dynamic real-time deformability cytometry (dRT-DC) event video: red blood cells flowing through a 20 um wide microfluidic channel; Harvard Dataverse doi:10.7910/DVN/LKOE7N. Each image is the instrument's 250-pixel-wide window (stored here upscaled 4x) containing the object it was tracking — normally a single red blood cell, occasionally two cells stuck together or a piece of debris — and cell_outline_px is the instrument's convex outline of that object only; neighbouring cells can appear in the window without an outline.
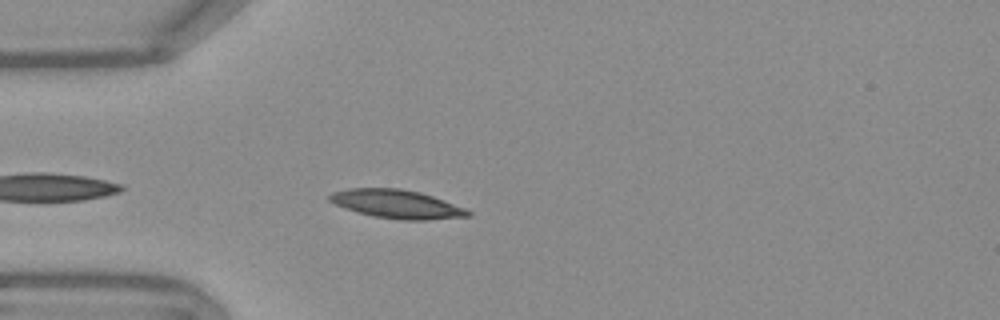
{"species": "Egyptian fruit bat (a non-hibernating species)", "species_latin": "Rousettus aegyptiacus", "temperature_condition": "warm", "stored_images_in_passage": 39, "camera_frame_rate_fps": 3000, "um_per_image_px": 0.085, "frame": {"image": 1, "passage_image": 4, "time_ms": 1.0, "image_size_px": [1000, 320], "cell_outline_px": [[472, 216], [428, 220], [404, 220], [372, 216], [336, 204], [328, 200], [328, 196], [332, 192], [348, 188], [400, 188], [420, 192], [444, 200], [464, 208], [472, 212]], "centroid_in_image_um": [33.75, 17.34], "position_along_channel_um": 51.2, "area_um2": 22.89}}
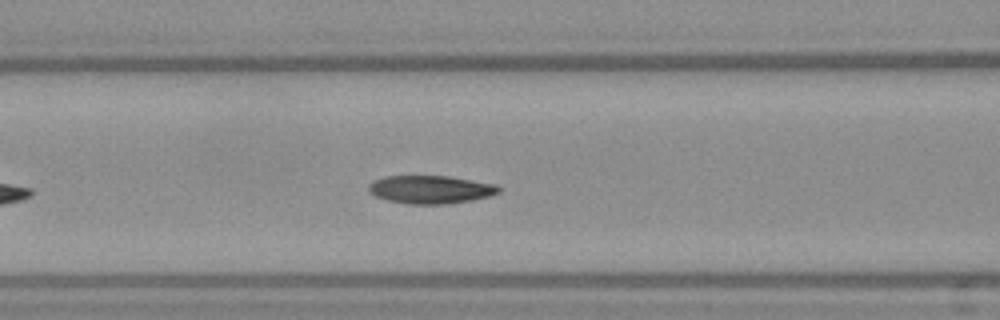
{"frame": {"image": 2, "passage_image": 11, "time_ms": 3.333, "image_size_px": [1000, 320], "cell_outline_px": [[500, 192], [488, 196], [472, 200], [448, 204], [408, 204], [388, 200], [376, 196], [368, 192], [368, 184], [384, 176], [448, 176], [496, 184], [500, 188]], "centroid_in_image_um": [36.59, 16.11], "position_along_channel_um": 130.0, "area_um2": 21.27}}
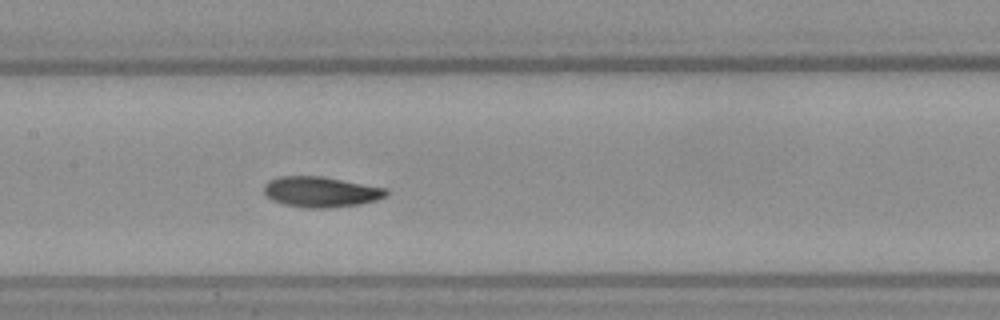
{"frame": {"image": 3, "passage_image": 15, "time_ms": 4.667, "image_size_px": [1000, 320], "cell_outline_px": [[388, 196], [376, 200], [360, 204], [328, 208], [308, 208], [284, 204], [272, 200], [264, 192], [264, 184], [268, 180], [280, 176], [320, 176], [388, 188]], "centroid_in_image_um": [27.29, 16.31], "position_along_channel_um": 180.1, "area_um2": 21.79}, "authors_computed_cell_mechanics": {"area_um2": 21.5594, "velocity_mm_per_s": 3.7457, "shape_relaxation_time_tau1_ms": 3.7203, "shape_relaxation_time_tau2_ms": 2.4057, "deformation_change_tau1": 0.1448, "deformation_change_tau2": 0.0775}}